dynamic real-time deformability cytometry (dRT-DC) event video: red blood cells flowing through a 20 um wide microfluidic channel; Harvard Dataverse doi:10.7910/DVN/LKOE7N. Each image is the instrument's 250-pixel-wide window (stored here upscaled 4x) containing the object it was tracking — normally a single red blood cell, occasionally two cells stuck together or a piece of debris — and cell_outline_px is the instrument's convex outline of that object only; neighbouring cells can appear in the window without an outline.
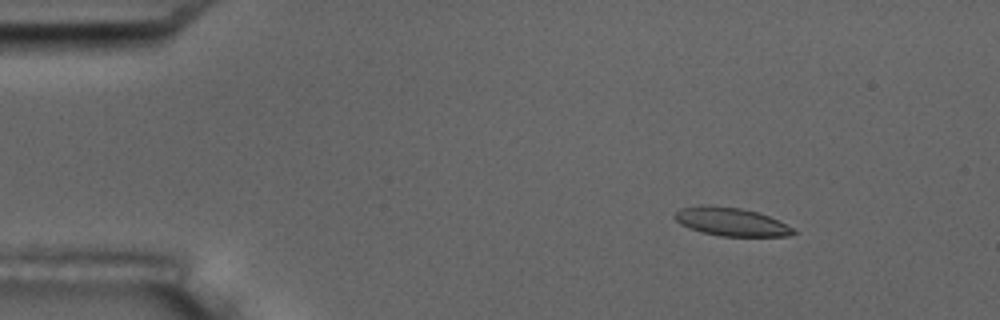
{"species": "common noctule bat (a hibernating species)", "species_latin": "Nyctalus noctula", "temperature_condition": "room temperature", "stored_images_in_passage": 6, "camera_frame_rate_fps": 3000, "um_per_image_px": 0.085, "animal": {"sex": "male", "body_mass_g": 17.5, "forearm_length_mm": 52.3}, "frame": {"image": 1, "passage_image": 3, "time_ms": 2.333, "image_size_px": [1000, 320], "cell_outline_px": [[796, 232], [788, 236], [720, 236], [700, 232], [680, 224], [672, 216], [680, 208], [712, 204], [740, 208], [756, 212], [768, 216], [792, 228]], "centroid_in_image_um": [62.08, 18.84], "position_along_channel_um": 22.9, "area_um2": 19.42}}
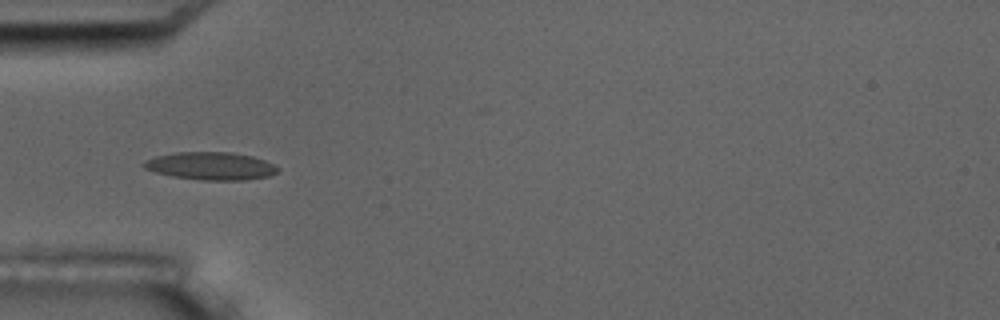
{"frame": {"image": 2, "passage_image": 6, "time_ms": 5.667, "image_size_px": [1000, 320], "cell_outline_px": [[280, 168], [276, 172], [268, 176], [244, 180], [200, 180], [172, 176], [156, 172], [144, 168], [140, 164], [156, 156], [176, 152], [232, 152], [252, 156], [264, 160]], "centroid_in_image_um": [17.91, 14.1], "position_along_channel_um": 67.1, "area_um2": 21.56}}